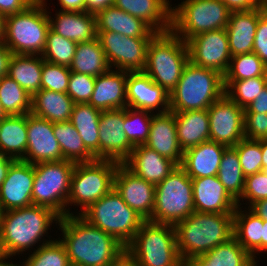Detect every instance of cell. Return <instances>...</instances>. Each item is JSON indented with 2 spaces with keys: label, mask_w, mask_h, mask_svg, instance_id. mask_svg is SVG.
<instances>
[{
  "label": "cell",
  "mask_w": 267,
  "mask_h": 266,
  "mask_svg": "<svg viewBox=\"0 0 267 266\" xmlns=\"http://www.w3.org/2000/svg\"><path fill=\"white\" fill-rule=\"evenodd\" d=\"M58 226L71 266H108L125 249L116 238L80 215L61 217Z\"/></svg>",
  "instance_id": "cell-1"
},
{
  "label": "cell",
  "mask_w": 267,
  "mask_h": 266,
  "mask_svg": "<svg viewBox=\"0 0 267 266\" xmlns=\"http://www.w3.org/2000/svg\"><path fill=\"white\" fill-rule=\"evenodd\" d=\"M60 217L51 209L30 205L3 212L0 218V253L8 256L22 254L48 235L50 226Z\"/></svg>",
  "instance_id": "cell-2"
},
{
  "label": "cell",
  "mask_w": 267,
  "mask_h": 266,
  "mask_svg": "<svg viewBox=\"0 0 267 266\" xmlns=\"http://www.w3.org/2000/svg\"><path fill=\"white\" fill-rule=\"evenodd\" d=\"M174 227L178 252L185 263L233 238V214L195 211Z\"/></svg>",
  "instance_id": "cell-3"
},
{
  "label": "cell",
  "mask_w": 267,
  "mask_h": 266,
  "mask_svg": "<svg viewBox=\"0 0 267 266\" xmlns=\"http://www.w3.org/2000/svg\"><path fill=\"white\" fill-rule=\"evenodd\" d=\"M225 94L224 76L190 61L177 86L169 94L170 111L178 113L208 109Z\"/></svg>",
  "instance_id": "cell-4"
},
{
  "label": "cell",
  "mask_w": 267,
  "mask_h": 266,
  "mask_svg": "<svg viewBox=\"0 0 267 266\" xmlns=\"http://www.w3.org/2000/svg\"><path fill=\"white\" fill-rule=\"evenodd\" d=\"M188 62L187 42L170 30L156 33L150 40L143 71L170 94Z\"/></svg>",
  "instance_id": "cell-5"
},
{
  "label": "cell",
  "mask_w": 267,
  "mask_h": 266,
  "mask_svg": "<svg viewBox=\"0 0 267 266\" xmlns=\"http://www.w3.org/2000/svg\"><path fill=\"white\" fill-rule=\"evenodd\" d=\"M125 249L139 266H184L174 225L144 221Z\"/></svg>",
  "instance_id": "cell-6"
},
{
  "label": "cell",
  "mask_w": 267,
  "mask_h": 266,
  "mask_svg": "<svg viewBox=\"0 0 267 266\" xmlns=\"http://www.w3.org/2000/svg\"><path fill=\"white\" fill-rule=\"evenodd\" d=\"M80 216L89 224L112 235L125 247L145 221L124 202L115 188L91 204Z\"/></svg>",
  "instance_id": "cell-7"
},
{
  "label": "cell",
  "mask_w": 267,
  "mask_h": 266,
  "mask_svg": "<svg viewBox=\"0 0 267 266\" xmlns=\"http://www.w3.org/2000/svg\"><path fill=\"white\" fill-rule=\"evenodd\" d=\"M47 3L31 4L24 11L6 16L4 44L13 54L42 55L50 22Z\"/></svg>",
  "instance_id": "cell-8"
},
{
  "label": "cell",
  "mask_w": 267,
  "mask_h": 266,
  "mask_svg": "<svg viewBox=\"0 0 267 266\" xmlns=\"http://www.w3.org/2000/svg\"><path fill=\"white\" fill-rule=\"evenodd\" d=\"M75 164L64 159L34 164L33 205L49 208L60 218L73 215L66 207Z\"/></svg>",
  "instance_id": "cell-9"
},
{
  "label": "cell",
  "mask_w": 267,
  "mask_h": 266,
  "mask_svg": "<svg viewBox=\"0 0 267 266\" xmlns=\"http://www.w3.org/2000/svg\"><path fill=\"white\" fill-rule=\"evenodd\" d=\"M193 212L192 179L178 165L155 186L154 210L149 221L175 225Z\"/></svg>",
  "instance_id": "cell-10"
},
{
  "label": "cell",
  "mask_w": 267,
  "mask_h": 266,
  "mask_svg": "<svg viewBox=\"0 0 267 266\" xmlns=\"http://www.w3.org/2000/svg\"><path fill=\"white\" fill-rule=\"evenodd\" d=\"M230 13L220 0H183L172 8L171 30L187 42L200 33L226 28Z\"/></svg>",
  "instance_id": "cell-11"
},
{
  "label": "cell",
  "mask_w": 267,
  "mask_h": 266,
  "mask_svg": "<svg viewBox=\"0 0 267 266\" xmlns=\"http://www.w3.org/2000/svg\"><path fill=\"white\" fill-rule=\"evenodd\" d=\"M120 163L113 160L96 159L76 163L71 179L67 206H81L80 215L91 204L114 188V175Z\"/></svg>",
  "instance_id": "cell-12"
},
{
  "label": "cell",
  "mask_w": 267,
  "mask_h": 266,
  "mask_svg": "<svg viewBox=\"0 0 267 266\" xmlns=\"http://www.w3.org/2000/svg\"><path fill=\"white\" fill-rule=\"evenodd\" d=\"M107 61L116 70L143 71L152 37H128L116 32H97Z\"/></svg>",
  "instance_id": "cell-13"
},
{
  "label": "cell",
  "mask_w": 267,
  "mask_h": 266,
  "mask_svg": "<svg viewBox=\"0 0 267 266\" xmlns=\"http://www.w3.org/2000/svg\"><path fill=\"white\" fill-rule=\"evenodd\" d=\"M187 46L192 64L225 75L232 58L226 28L200 33L189 39Z\"/></svg>",
  "instance_id": "cell-14"
},
{
  "label": "cell",
  "mask_w": 267,
  "mask_h": 266,
  "mask_svg": "<svg viewBox=\"0 0 267 266\" xmlns=\"http://www.w3.org/2000/svg\"><path fill=\"white\" fill-rule=\"evenodd\" d=\"M210 141L234 147L245 138L244 109L226 94L208 109Z\"/></svg>",
  "instance_id": "cell-15"
},
{
  "label": "cell",
  "mask_w": 267,
  "mask_h": 266,
  "mask_svg": "<svg viewBox=\"0 0 267 266\" xmlns=\"http://www.w3.org/2000/svg\"><path fill=\"white\" fill-rule=\"evenodd\" d=\"M124 108L101 111L99 121V159L122 164L134 146L124 131Z\"/></svg>",
  "instance_id": "cell-16"
},
{
  "label": "cell",
  "mask_w": 267,
  "mask_h": 266,
  "mask_svg": "<svg viewBox=\"0 0 267 266\" xmlns=\"http://www.w3.org/2000/svg\"><path fill=\"white\" fill-rule=\"evenodd\" d=\"M114 188L131 209L145 221L150 220L154 210L155 185L119 164L114 175Z\"/></svg>",
  "instance_id": "cell-17"
},
{
  "label": "cell",
  "mask_w": 267,
  "mask_h": 266,
  "mask_svg": "<svg viewBox=\"0 0 267 266\" xmlns=\"http://www.w3.org/2000/svg\"><path fill=\"white\" fill-rule=\"evenodd\" d=\"M33 182L34 165L15 160L0 187V205L3 212L33 205Z\"/></svg>",
  "instance_id": "cell-18"
},
{
  "label": "cell",
  "mask_w": 267,
  "mask_h": 266,
  "mask_svg": "<svg viewBox=\"0 0 267 266\" xmlns=\"http://www.w3.org/2000/svg\"><path fill=\"white\" fill-rule=\"evenodd\" d=\"M27 150L22 161L36 164L62 160L59 143L54 136L53 123L32 113L27 114Z\"/></svg>",
  "instance_id": "cell-19"
},
{
  "label": "cell",
  "mask_w": 267,
  "mask_h": 266,
  "mask_svg": "<svg viewBox=\"0 0 267 266\" xmlns=\"http://www.w3.org/2000/svg\"><path fill=\"white\" fill-rule=\"evenodd\" d=\"M127 106L154 113L170 111L169 94L144 71L128 72L126 82ZM161 107V110H160Z\"/></svg>",
  "instance_id": "cell-20"
},
{
  "label": "cell",
  "mask_w": 267,
  "mask_h": 266,
  "mask_svg": "<svg viewBox=\"0 0 267 266\" xmlns=\"http://www.w3.org/2000/svg\"><path fill=\"white\" fill-rule=\"evenodd\" d=\"M195 211L233 214L237 202L225 190L217 175L192 179Z\"/></svg>",
  "instance_id": "cell-21"
},
{
  "label": "cell",
  "mask_w": 267,
  "mask_h": 266,
  "mask_svg": "<svg viewBox=\"0 0 267 266\" xmlns=\"http://www.w3.org/2000/svg\"><path fill=\"white\" fill-rule=\"evenodd\" d=\"M122 164L136 176L155 186L178 166L146 145L135 146Z\"/></svg>",
  "instance_id": "cell-22"
},
{
  "label": "cell",
  "mask_w": 267,
  "mask_h": 266,
  "mask_svg": "<svg viewBox=\"0 0 267 266\" xmlns=\"http://www.w3.org/2000/svg\"><path fill=\"white\" fill-rule=\"evenodd\" d=\"M144 145L181 165L184 152L177 138L175 112L153 114L149 137Z\"/></svg>",
  "instance_id": "cell-23"
},
{
  "label": "cell",
  "mask_w": 267,
  "mask_h": 266,
  "mask_svg": "<svg viewBox=\"0 0 267 266\" xmlns=\"http://www.w3.org/2000/svg\"><path fill=\"white\" fill-rule=\"evenodd\" d=\"M127 71L112 70L95 77V87L88 104L100 111L127 107Z\"/></svg>",
  "instance_id": "cell-24"
},
{
  "label": "cell",
  "mask_w": 267,
  "mask_h": 266,
  "mask_svg": "<svg viewBox=\"0 0 267 266\" xmlns=\"http://www.w3.org/2000/svg\"><path fill=\"white\" fill-rule=\"evenodd\" d=\"M261 5L249 11H232L226 27L231 56L251 53L256 35Z\"/></svg>",
  "instance_id": "cell-25"
},
{
  "label": "cell",
  "mask_w": 267,
  "mask_h": 266,
  "mask_svg": "<svg viewBox=\"0 0 267 266\" xmlns=\"http://www.w3.org/2000/svg\"><path fill=\"white\" fill-rule=\"evenodd\" d=\"M114 6L141 19L156 33L172 27V5L169 0H114Z\"/></svg>",
  "instance_id": "cell-26"
},
{
  "label": "cell",
  "mask_w": 267,
  "mask_h": 266,
  "mask_svg": "<svg viewBox=\"0 0 267 266\" xmlns=\"http://www.w3.org/2000/svg\"><path fill=\"white\" fill-rule=\"evenodd\" d=\"M226 148L214 141L203 142L184 151L180 166L191 179L216 176Z\"/></svg>",
  "instance_id": "cell-27"
},
{
  "label": "cell",
  "mask_w": 267,
  "mask_h": 266,
  "mask_svg": "<svg viewBox=\"0 0 267 266\" xmlns=\"http://www.w3.org/2000/svg\"><path fill=\"white\" fill-rule=\"evenodd\" d=\"M50 29L58 35L76 43L93 40L97 37L96 17L94 14L75 11H58L55 20L49 16Z\"/></svg>",
  "instance_id": "cell-28"
},
{
  "label": "cell",
  "mask_w": 267,
  "mask_h": 266,
  "mask_svg": "<svg viewBox=\"0 0 267 266\" xmlns=\"http://www.w3.org/2000/svg\"><path fill=\"white\" fill-rule=\"evenodd\" d=\"M96 32H116L128 37H153V31L145 22L116 6H109L96 15Z\"/></svg>",
  "instance_id": "cell-29"
},
{
  "label": "cell",
  "mask_w": 267,
  "mask_h": 266,
  "mask_svg": "<svg viewBox=\"0 0 267 266\" xmlns=\"http://www.w3.org/2000/svg\"><path fill=\"white\" fill-rule=\"evenodd\" d=\"M175 120L177 138L183 152L210 140L207 109L175 113Z\"/></svg>",
  "instance_id": "cell-30"
},
{
  "label": "cell",
  "mask_w": 267,
  "mask_h": 266,
  "mask_svg": "<svg viewBox=\"0 0 267 266\" xmlns=\"http://www.w3.org/2000/svg\"><path fill=\"white\" fill-rule=\"evenodd\" d=\"M184 266H257V262L233 237L207 253L191 258Z\"/></svg>",
  "instance_id": "cell-31"
},
{
  "label": "cell",
  "mask_w": 267,
  "mask_h": 266,
  "mask_svg": "<svg viewBox=\"0 0 267 266\" xmlns=\"http://www.w3.org/2000/svg\"><path fill=\"white\" fill-rule=\"evenodd\" d=\"M74 102L67 93L41 89L32 96L31 113L51 123L70 121Z\"/></svg>",
  "instance_id": "cell-32"
},
{
  "label": "cell",
  "mask_w": 267,
  "mask_h": 266,
  "mask_svg": "<svg viewBox=\"0 0 267 266\" xmlns=\"http://www.w3.org/2000/svg\"><path fill=\"white\" fill-rule=\"evenodd\" d=\"M28 142L27 114L6 116L0 121V154L22 160Z\"/></svg>",
  "instance_id": "cell-33"
},
{
  "label": "cell",
  "mask_w": 267,
  "mask_h": 266,
  "mask_svg": "<svg viewBox=\"0 0 267 266\" xmlns=\"http://www.w3.org/2000/svg\"><path fill=\"white\" fill-rule=\"evenodd\" d=\"M241 208L237 206L233 213V237L255 259V254L262 252L263 220L249 208L248 211Z\"/></svg>",
  "instance_id": "cell-34"
},
{
  "label": "cell",
  "mask_w": 267,
  "mask_h": 266,
  "mask_svg": "<svg viewBox=\"0 0 267 266\" xmlns=\"http://www.w3.org/2000/svg\"><path fill=\"white\" fill-rule=\"evenodd\" d=\"M42 69L41 55L13 54L9 62L8 76L32 97L41 90Z\"/></svg>",
  "instance_id": "cell-35"
},
{
  "label": "cell",
  "mask_w": 267,
  "mask_h": 266,
  "mask_svg": "<svg viewBox=\"0 0 267 266\" xmlns=\"http://www.w3.org/2000/svg\"><path fill=\"white\" fill-rule=\"evenodd\" d=\"M101 111L88 103H75L70 122L79 133L85 147L99 159V121Z\"/></svg>",
  "instance_id": "cell-36"
},
{
  "label": "cell",
  "mask_w": 267,
  "mask_h": 266,
  "mask_svg": "<svg viewBox=\"0 0 267 266\" xmlns=\"http://www.w3.org/2000/svg\"><path fill=\"white\" fill-rule=\"evenodd\" d=\"M69 69L73 72L94 77L102 75L111 69L98 37L77 44Z\"/></svg>",
  "instance_id": "cell-37"
},
{
  "label": "cell",
  "mask_w": 267,
  "mask_h": 266,
  "mask_svg": "<svg viewBox=\"0 0 267 266\" xmlns=\"http://www.w3.org/2000/svg\"><path fill=\"white\" fill-rule=\"evenodd\" d=\"M53 132L62 152V160L74 163L96 160L70 121L53 123Z\"/></svg>",
  "instance_id": "cell-38"
},
{
  "label": "cell",
  "mask_w": 267,
  "mask_h": 266,
  "mask_svg": "<svg viewBox=\"0 0 267 266\" xmlns=\"http://www.w3.org/2000/svg\"><path fill=\"white\" fill-rule=\"evenodd\" d=\"M217 177L225 190L237 202L244 191L245 175L241 168L237 150L234 147L225 149Z\"/></svg>",
  "instance_id": "cell-39"
},
{
  "label": "cell",
  "mask_w": 267,
  "mask_h": 266,
  "mask_svg": "<svg viewBox=\"0 0 267 266\" xmlns=\"http://www.w3.org/2000/svg\"><path fill=\"white\" fill-rule=\"evenodd\" d=\"M32 97L10 76L0 79V103L7 116L31 113Z\"/></svg>",
  "instance_id": "cell-40"
},
{
  "label": "cell",
  "mask_w": 267,
  "mask_h": 266,
  "mask_svg": "<svg viewBox=\"0 0 267 266\" xmlns=\"http://www.w3.org/2000/svg\"><path fill=\"white\" fill-rule=\"evenodd\" d=\"M253 77H267V66L256 53L251 52L231 58L224 81H240Z\"/></svg>",
  "instance_id": "cell-41"
},
{
  "label": "cell",
  "mask_w": 267,
  "mask_h": 266,
  "mask_svg": "<svg viewBox=\"0 0 267 266\" xmlns=\"http://www.w3.org/2000/svg\"><path fill=\"white\" fill-rule=\"evenodd\" d=\"M21 266H71L66 249L60 240H43Z\"/></svg>",
  "instance_id": "cell-42"
},
{
  "label": "cell",
  "mask_w": 267,
  "mask_h": 266,
  "mask_svg": "<svg viewBox=\"0 0 267 266\" xmlns=\"http://www.w3.org/2000/svg\"><path fill=\"white\" fill-rule=\"evenodd\" d=\"M153 114L128 106L124 108V131L134 147L144 145L147 142Z\"/></svg>",
  "instance_id": "cell-43"
},
{
  "label": "cell",
  "mask_w": 267,
  "mask_h": 266,
  "mask_svg": "<svg viewBox=\"0 0 267 266\" xmlns=\"http://www.w3.org/2000/svg\"><path fill=\"white\" fill-rule=\"evenodd\" d=\"M267 86V77H253L240 81H224L225 94L245 109Z\"/></svg>",
  "instance_id": "cell-44"
},
{
  "label": "cell",
  "mask_w": 267,
  "mask_h": 266,
  "mask_svg": "<svg viewBox=\"0 0 267 266\" xmlns=\"http://www.w3.org/2000/svg\"><path fill=\"white\" fill-rule=\"evenodd\" d=\"M77 44L49 29L46 46L41 56L46 62L69 67L74 58Z\"/></svg>",
  "instance_id": "cell-45"
},
{
  "label": "cell",
  "mask_w": 267,
  "mask_h": 266,
  "mask_svg": "<svg viewBox=\"0 0 267 266\" xmlns=\"http://www.w3.org/2000/svg\"><path fill=\"white\" fill-rule=\"evenodd\" d=\"M234 148L237 150L245 177L262 171L261 140L243 138Z\"/></svg>",
  "instance_id": "cell-46"
},
{
  "label": "cell",
  "mask_w": 267,
  "mask_h": 266,
  "mask_svg": "<svg viewBox=\"0 0 267 266\" xmlns=\"http://www.w3.org/2000/svg\"><path fill=\"white\" fill-rule=\"evenodd\" d=\"M70 74L69 67L52 64L43 59L41 89L67 93Z\"/></svg>",
  "instance_id": "cell-47"
},
{
  "label": "cell",
  "mask_w": 267,
  "mask_h": 266,
  "mask_svg": "<svg viewBox=\"0 0 267 266\" xmlns=\"http://www.w3.org/2000/svg\"><path fill=\"white\" fill-rule=\"evenodd\" d=\"M94 87V76L71 71L67 94L74 103H88Z\"/></svg>",
  "instance_id": "cell-48"
},
{
  "label": "cell",
  "mask_w": 267,
  "mask_h": 266,
  "mask_svg": "<svg viewBox=\"0 0 267 266\" xmlns=\"http://www.w3.org/2000/svg\"><path fill=\"white\" fill-rule=\"evenodd\" d=\"M248 200V208L255 202L267 199V175L264 170L245 177V187L241 198L237 201L240 207L241 200ZM250 201V202H249Z\"/></svg>",
  "instance_id": "cell-49"
},
{
  "label": "cell",
  "mask_w": 267,
  "mask_h": 266,
  "mask_svg": "<svg viewBox=\"0 0 267 266\" xmlns=\"http://www.w3.org/2000/svg\"><path fill=\"white\" fill-rule=\"evenodd\" d=\"M244 135L251 140L267 139V114L244 113Z\"/></svg>",
  "instance_id": "cell-50"
},
{
  "label": "cell",
  "mask_w": 267,
  "mask_h": 266,
  "mask_svg": "<svg viewBox=\"0 0 267 266\" xmlns=\"http://www.w3.org/2000/svg\"><path fill=\"white\" fill-rule=\"evenodd\" d=\"M252 52L267 66V16L264 13L258 19Z\"/></svg>",
  "instance_id": "cell-51"
},
{
  "label": "cell",
  "mask_w": 267,
  "mask_h": 266,
  "mask_svg": "<svg viewBox=\"0 0 267 266\" xmlns=\"http://www.w3.org/2000/svg\"><path fill=\"white\" fill-rule=\"evenodd\" d=\"M29 5L27 0H0V13L12 15L24 11Z\"/></svg>",
  "instance_id": "cell-52"
},
{
  "label": "cell",
  "mask_w": 267,
  "mask_h": 266,
  "mask_svg": "<svg viewBox=\"0 0 267 266\" xmlns=\"http://www.w3.org/2000/svg\"><path fill=\"white\" fill-rule=\"evenodd\" d=\"M232 11H249L258 8L260 4L256 0H220Z\"/></svg>",
  "instance_id": "cell-53"
},
{
  "label": "cell",
  "mask_w": 267,
  "mask_h": 266,
  "mask_svg": "<svg viewBox=\"0 0 267 266\" xmlns=\"http://www.w3.org/2000/svg\"><path fill=\"white\" fill-rule=\"evenodd\" d=\"M244 113L267 114V86L258 97L244 109Z\"/></svg>",
  "instance_id": "cell-54"
},
{
  "label": "cell",
  "mask_w": 267,
  "mask_h": 266,
  "mask_svg": "<svg viewBox=\"0 0 267 266\" xmlns=\"http://www.w3.org/2000/svg\"><path fill=\"white\" fill-rule=\"evenodd\" d=\"M12 55V51L3 42H0V79L8 75L9 62Z\"/></svg>",
  "instance_id": "cell-55"
},
{
  "label": "cell",
  "mask_w": 267,
  "mask_h": 266,
  "mask_svg": "<svg viewBox=\"0 0 267 266\" xmlns=\"http://www.w3.org/2000/svg\"><path fill=\"white\" fill-rule=\"evenodd\" d=\"M61 11H86V0H58Z\"/></svg>",
  "instance_id": "cell-56"
},
{
  "label": "cell",
  "mask_w": 267,
  "mask_h": 266,
  "mask_svg": "<svg viewBox=\"0 0 267 266\" xmlns=\"http://www.w3.org/2000/svg\"><path fill=\"white\" fill-rule=\"evenodd\" d=\"M108 266H139L137 260L124 249Z\"/></svg>",
  "instance_id": "cell-57"
},
{
  "label": "cell",
  "mask_w": 267,
  "mask_h": 266,
  "mask_svg": "<svg viewBox=\"0 0 267 266\" xmlns=\"http://www.w3.org/2000/svg\"><path fill=\"white\" fill-rule=\"evenodd\" d=\"M114 0H86V12L96 15L99 11L113 6Z\"/></svg>",
  "instance_id": "cell-58"
},
{
  "label": "cell",
  "mask_w": 267,
  "mask_h": 266,
  "mask_svg": "<svg viewBox=\"0 0 267 266\" xmlns=\"http://www.w3.org/2000/svg\"><path fill=\"white\" fill-rule=\"evenodd\" d=\"M249 209L262 220L267 221V199H262L253 203Z\"/></svg>",
  "instance_id": "cell-59"
},
{
  "label": "cell",
  "mask_w": 267,
  "mask_h": 266,
  "mask_svg": "<svg viewBox=\"0 0 267 266\" xmlns=\"http://www.w3.org/2000/svg\"><path fill=\"white\" fill-rule=\"evenodd\" d=\"M15 159L0 154V187L6 179L7 172Z\"/></svg>",
  "instance_id": "cell-60"
},
{
  "label": "cell",
  "mask_w": 267,
  "mask_h": 266,
  "mask_svg": "<svg viewBox=\"0 0 267 266\" xmlns=\"http://www.w3.org/2000/svg\"><path fill=\"white\" fill-rule=\"evenodd\" d=\"M262 170L267 169V139L261 140Z\"/></svg>",
  "instance_id": "cell-61"
},
{
  "label": "cell",
  "mask_w": 267,
  "mask_h": 266,
  "mask_svg": "<svg viewBox=\"0 0 267 266\" xmlns=\"http://www.w3.org/2000/svg\"><path fill=\"white\" fill-rule=\"evenodd\" d=\"M262 251H267V221L263 220L262 228Z\"/></svg>",
  "instance_id": "cell-62"
},
{
  "label": "cell",
  "mask_w": 267,
  "mask_h": 266,
  "mask_svg": "<svg viewBox=\"0 0 267 266\" xmlns=\"http://www.w3.org/2000/svg\"><path fill=\"white\" fill-rule=\"evenodd\" d=\"M6 16L0 13V42H4Z\"/></svg>",
  "instance_id": "cell-63"
},
{
  "label": "cell",
  "mask_w": 267,
  "mask_h": 266,
  "mask_svg": "<svg viewBox=\"0 0 267 266\" xmlns=\"http://www.w3.org/2000/svg\"><path fill=\"white\" fill-rule=\"evenodd\" d=\"M10 257L12 258L13 256H8L6 254L0 253V266H21L20 264L17 265V263L13 264V263L7 262L6 260Z\"/></svg>",
  "instance_id": "cell-64"
},
{
  "label": "cell",
  "mask_w": 267,
  "mask_h": 266,
  "mask_svg": "<svg viewBox=\"0 0 267 266\" xmlns=\"http://www.w3.org/2000/svg\"><path fill=\"white\" fill-rule=\"evenodd\" d=\"M263 13L267 16V0L261 4Z\"/></svg>",
  "instance_id": "cell-65"
},
{
  "label": "cell",
  "mask_w": 267,
  "mask_h": 266,
  "mask_svg": "<svg viewBox=\"0 0 267 266\" xmlns=\"http://www.w3.org/2000/svg\"><path fill=\"white\" fill-rule=\"evenodd\" d=\"M30 4H40L45 2L46 0H27Z\"/></svg>",
  "instance_id": "cell-66"
},
{
  "label": "cell",
  "mask_w": 267,
  "mask_h": 266,
  "mask_svg": "<svg viewBox=\"0 0 267 266\" xmlns=\"http://www.w3.org/2000/svg\"><path fill=\"white\" fill-rule=\"evenodd\" d=\"M7 115L5 114V112L3 111L2 105L0 103V121L6 117Z\"/></svg>",
  "instance_id": "cell-67"
},
{
  "label": "cell",
  "mask_w": 267,
  "mask_h": 266,
  "mask_svg": "<svg viewBox=\"0 0 267 266\" xmlns=\"http://www.w3.org/2000/svg\"><path fill=\"white\" fill-rule=\"evenodd\" d=\"M260 5L265 2L266 0H256Z\"/></svg>",
  "instance_id": "cell-68"
},
{
  "label": "cell",
  "mask_w": 267,
  "mask_h": 266,
  "mask_svg": "<svg viewBox=\"0 0 267 266\" xmlns=\"http://www.w3.org/2000/svg\"><path fill=\"white\" fill-rule=\"evenodd\" d=\"M2 214H3V210H2L1 205H0V218L2 217Z\"/></svg>",
  "instance_id": "cell-69"
}]
</instances>
